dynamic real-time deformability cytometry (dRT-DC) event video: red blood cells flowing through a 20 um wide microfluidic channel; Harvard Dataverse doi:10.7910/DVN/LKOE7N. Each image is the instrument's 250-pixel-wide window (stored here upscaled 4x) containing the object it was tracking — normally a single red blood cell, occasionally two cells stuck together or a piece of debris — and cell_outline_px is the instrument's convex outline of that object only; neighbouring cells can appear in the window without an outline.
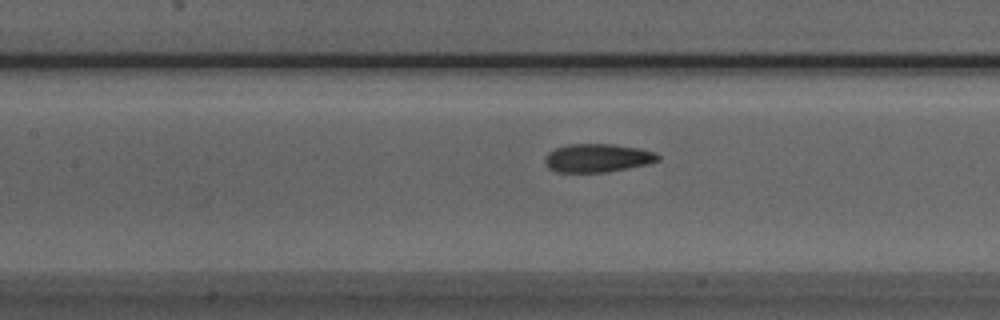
{"species": "Egyptian fruit bat (a non-hibernating species)", "species_latin": "Rousettus aegyptiacus", "temperature_condition": "room temperature", "stored_images_in_passage": 37, "camera_frame_rate_fps": 3000, "um_per_image_px": 0.085, "animal": {"sex": "male"}, "frame": {"image": 1, "passage_image": 13, "time_ms": 4.0, "image_size_px": [1000, 320], "cell_outline_px": [[660, 160], [648, 164], [608, 172], [556, 172], [548, 168], [544, 160], [548, 152], [556, 148], [568, 144], [612, 144], [640, 148], [656, 152], [660, 156]], "centroid_in_image_um": [50.81, 13.43], "position_along_channel_um": 156.6, "area_um2": 18.84}}
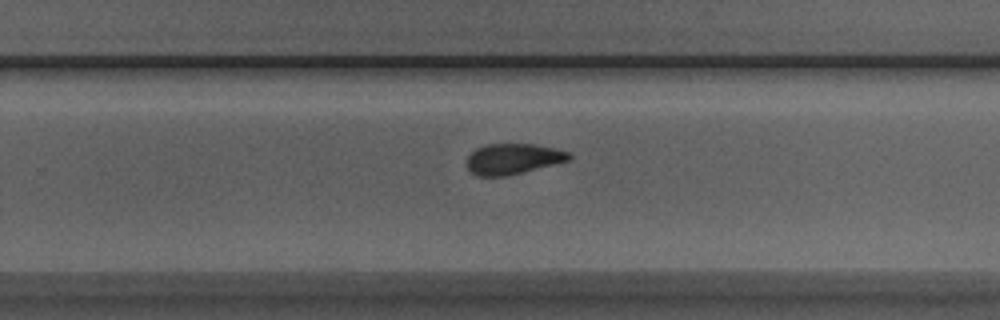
{"frame": {"image": 2, "passage_image": 23, "time_ms": 7.333, "image_size_px": [1000, 320], "cell_outline_px": [[572, 160], [508, 176], [476, 176], [468, 168], [468, 156], [476, 148], [484, 144], [532, 144], [556, 148], [568, 152], [572, 156]], "centroid_in_image_um": [43.64, 13.51], "position_along_channel_um": 286.2, "area_um2": 18.38}}
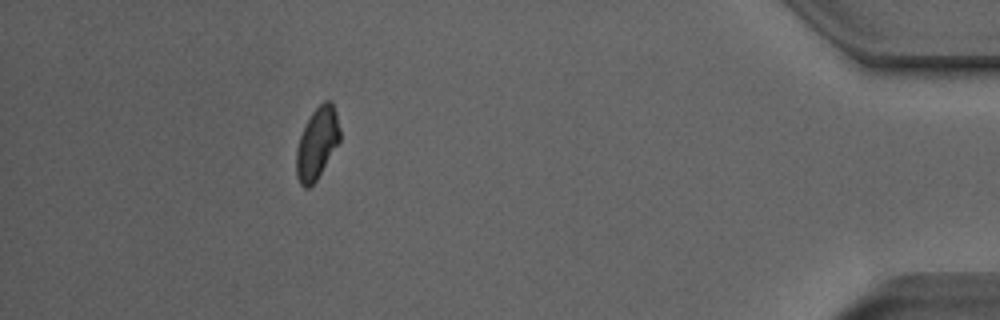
{"frame": {"image": 3, "passage_image": 37, "time_ms": 12.0, "image_size_px": [1000, 320], "cell_outline_px": [[340, 140], [316, 180], [308, 188], [304, 188], [300, 184], [296, 176], [296, 148], [300, 136], [312, 112], [324, 100], [332, 100], [336, 112], [340, 128]], "centroid_in_image_um": [26.95, 12.16], "position_along_channel_um": 408.3, "area_um2": 18.03}, "authors_computed_cell_mechanics": {"area_um2": 18.9584, "velocity_mm_per_s": 3.9024, "shape_relaxation_time_tau1_ms": 10.7604, "shape_relaxation_time_tau2_ms": 2.548, "deformation_change_tau1": 0.2028, "deformation_change_tau2": 0.0683}}